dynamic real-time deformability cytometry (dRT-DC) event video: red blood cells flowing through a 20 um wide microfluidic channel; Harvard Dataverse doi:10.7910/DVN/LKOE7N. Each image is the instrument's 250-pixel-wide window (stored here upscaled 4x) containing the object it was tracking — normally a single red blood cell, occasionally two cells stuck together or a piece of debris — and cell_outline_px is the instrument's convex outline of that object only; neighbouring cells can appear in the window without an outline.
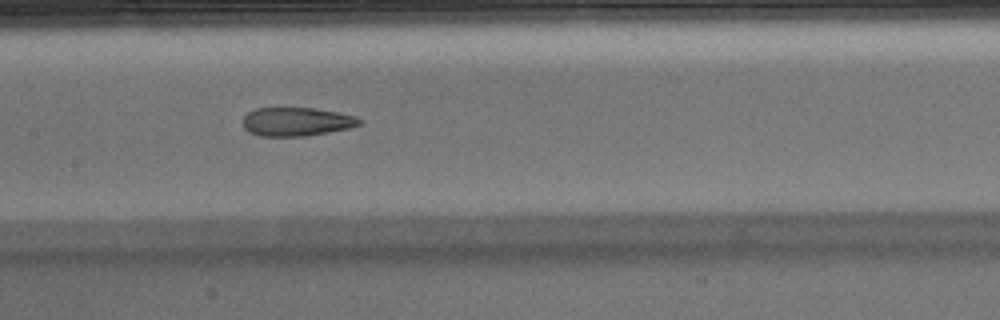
{"species": "Egyptian fruit bat (a non-hibernating species)", "species_latin": "Rousettus aegyptiacus", "temperature_condition": "warm", "stored_images_in_passage": 38, "camera_frame_rate_fps": 3000, "um_per_image_px": 0.085, "animal": {"sex": "male"}, "frame": {"image": 1, "passage_image": 12, "time_ms": 3.667, "image_size_px": [1000, 320], "cell_outline_px": [[364, 124], [348, 128], [328, 132], [304, 136], [260, 136], [248, 132], [244, 128], [244, 116], [248, 112], [256, 108], [312, 108], [336, 112], [356, 116], [364, 120]], "centroid_in_image_um": [25.23, 10.34], "position_along_channel_um": 182.2, "area_um2": 19.48}}
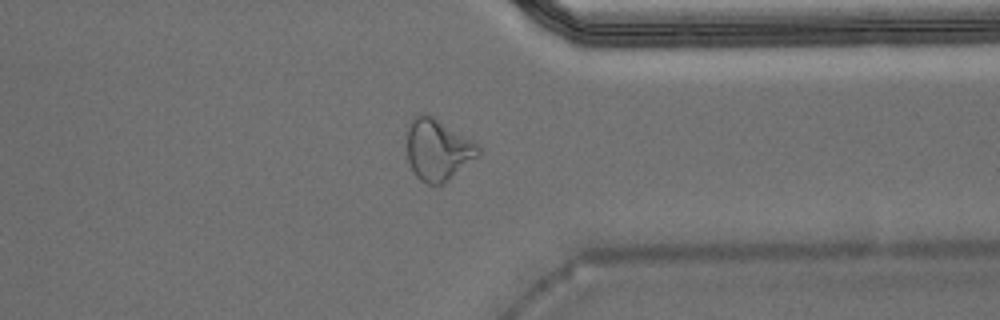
{"frame": {"image": 2, "passage_image": 27, "time_ms": 8.667, "image_size_px": [1000, 320], "cell_outline_px": [[484, 152], [480, 156], [444, 184], [428, 184], [420, 180], [416, 176], [408, 160], [408, 128], [412, 120], [420, 112], [424, 112], [432, 116], [480, 144]], "centroid_in_image_um": [37.29, 12.74], "position_along_channel_um": 374.1, "area_um2": 25.84}, "authors_computed_cell_mechanics": {"area_um2": 21.2126, "velocity_mm_per_s": 3.9347, "shape_relaxation_time_tau1_ms": null, "shape_relaxation_time_tau2_ms": 2.2195, "deformation_change_tau1": null, "deformation_change_tau2": 0.1118}}